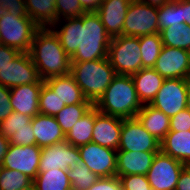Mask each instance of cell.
Returning a JSON list of instances; mask_svg holds the SVG:
<instances>
[{"instance_id":"6da1fadb","label":"cell","mask_w":190,"mask_h":190,"mask_svg":"<svg viewBox=\"0 0 190 190\" xmlns=\"http://www.w3.org/2000/svg\"><path fill=\"white\" fill-rule=\"evenodd\" d=\"M61 29L50 28L60 40L71 62L94 61L108 57L111 37L96 12H85L78 18L65 19Z\"/></svg>"},{"instance_id":"e0dca14e","label":"cell","mask_w":190,"mask_h":190,"mask_svg":"<svg viewBox=\"0 0 190 190\" xmlns=\"http://www.w3.org/2000/svg\"><path fill=\"white\" fill-rule=\"evenodd\" d=\"M132 0H103L96 11L107 34L113 38L123 35L125 16Z\"/></svg>"},{"instance_id":"7c38bea8","label":"cell","mask_w":190,"mask_h":190,"mask_svg":"<svg viewBox=\"0 0 190 190\" xmlns=\"http://www.w3.org/2000/svg\"><path fill=\"white\" fill-rule=\"evenodd\" d=\"M82 161L78 147L66 140L41 148L39 172L53 169L73 170Z\"/></svg>"},{"instance_id":"b9f144b4","label":"cell","mask_w":190,"mask_h":190,"mask_svg":"<svg viewBox=\"0 0 190 190\" xmlns=\"http://www.w3.org/2000/svg\"><path fill=\"white\" fill-rule=\"evenodd\" d=\"M88 190H122L118 176L100 178Z\"/></svg>"},{"instance_id":"7a4b0ae2","label":"cell","mask_w":190,"mask_h":190,"mask_svg":"<svg viewBox=\"0 0 190 190\" xmlns=\"http://www.w3.org/2000/svg\"><path fill=\"white\" fill-rule=\"evenodd\" d=\"M29 55L41 80L70 73L71 59L50 28H39L33 38Z\"/></svg>"},{"instance_id":"ac0fdd59","label":"cell","mask_w":190,"mask_h":190,"mask_svg":"<svg viewBox=\"0 0 190 190\" xmlns=\"http://www.w3.org/2000/svg\"><path fill=\"white\" fill-rule=\"evenodd\" d=\"M43 83L44 80H40L10 88L12 110L32 118L39 114V94Z\"/></svg>"},{"instance_id":"60d3db41","label":"cell","mask_w":190,"mask_h":190,"mask_svg":"<svg viewBox=\"0 0 190 190\" xmlns=\"http://www.w3.org/2000/svg\"><path fill=\"white\" fill-rule=\"evenodd\" d=\"M12 112L10 88L0 84V122L8 117Z\"/></svg>"},{"instance_id":"30bf717a","label":"cell","mask_w":190,"mask_h":190,"mask_svg":"<svg viewBox=\"0 0 190 190\" xmlns=\"http://www.w3.org/2000/svg\"><path fill=\"white\" fill-rule=\"evenodd\" d=\"M188 85L187 79H164L161 88L150 105L169 117L176 115L186 109Z\"/></svg>"},{"instance_id":"cb8c5ba5","label":"cell","mask_w":190,"mask_h":190,"mask_svg":"<svg viewBox=\"0 0 190 190\" xmlns=\"http://www.w3.org/2000/svg\"><path fill=\"white\" fill-rule=\"evenodd\" d=\"M160 150L185 165H190V130L169 131L161 141Z\"/></svg>"},{"instance_id":"52a82bcc","label":"cell","mask_w":190,"mask_h":190,"mask_svg":"<svg viewBox=\"0 0 190 190\" xmlns=\"http://www.w3.org/2000/svg\"><path fill=\"white\" fill-rule=\"evenodd\" d=\"M158 7L132 0L125 16L123 35L141 37L157 34Z\"/></svg>"},{"instance_id":"603a6c76","label":"cell","mask_w":190,"mask_h":190,"mask_svg":"<svg viewBox=\"0 0 190 190\" xmlns=\"http://www.w3.org/2000/svg\"><path fill=\"white\" fill-rule=\"evenodd\" d=\"M136 117L144 128L160 142L170 131V117L150 104H143Z\"/></svg>"},{"instance_id":"2e32d148","label":"cell","mask_w":190,"mask_h":190,"mask_svg":"<svg viewBox=\"0 0 190 190\" xmlns=\"http://www.w3.org/2000/svg\"><path fill=\"white\" fill-rule=\"evenodd\" d=\"M122 122V118L102 114L95 107L92 142L117 151L120 142Z\"/></svg>"},{"instance_id":"74e56055","label":"cell","mask_w":190,"mask_h":190,"mask_svg":"<svg viewBox=\"0 0 190 190\" xmlns=\"http://www.w3.org/2000/svg\"><path fill=\"white\" fill-rule=\"evenodd\" d=\"M9 13L16 17L28 16L25 0H0V17Z\"/></svg>"},{"instance_id":"e575fe53","label":"cell","mask_w":190,"mask_h":190,"mask_svg":"<svg viewBox=\"0 0 190 190\" xmlns=\"http://www.w3.org/2000/svg\"><path fill=\"white\" fill-rule=\"evenodd\" d=\"M32 117L13 111L0 122V133L10 139L21 128H32Z\"/></svg>"},{"instance_id":"c3c4849f","label":"cell","mask_w":190,"mask_h":190,"mask_svg":"<svg viewBox=\"0 0 190 190\" xmlns=\"http://www.w3.org/2000/svg\"><path fill=\"white\" fill-rule=\"evenodd\" d=\"M141 3L148 4L150 6L161 7L168 0H137Z\"/></svg>"},{"instance_id":"f6af8a7d","label":"cell","mask_w":190,"mask_h":190,"mask_svg":"<svg viewBox=\"0 0 190 190\" xmlns=\"http://www.w3.org/2000/svg\"><path fill=\"white\" fill-rule=\"evenodd\" d=\"M85 12H96L103 0H79Z\"/></svg>"},{"instance_id":"9a60e30c","label":"cell","mask_w":190,"mask_h":190,"mask_svg":"<svg viewBox=\"0 0 190 190\" xmlns=\"http://www.w3.org/2000/svg\"><path fill=\"white\" fill-rule=\"evenodd\" d=\"M40 80L37 68L28 52H21L15 60L0 70V84L7 88L38 83Z\"/></svg>"},{"instance_id":"681fc988","label":"cell","mask_w":190,"mask_h":190,"mask_svg":"<svg viewBox=\"0 0 190 190\" xmlns=\"http://www.w3.org/2000/svg\"><path fill=\"white\" fill-rule=\"evenodd\" d=\"M186 109L190 111V83L188 85V90H187Z\"/></svg>"},{"instance_id":"7bdbcfd3","label":"cell","mask_w":190,"mask_h":190,"mask_svg":"<svg viewBox=\"0 0 190 190\" xmlns=\"http://www.w3.org/2000/svg\"><path fill=\"white\" fill-rule=\"evenodd\" d=\"M21 52L15 48L8 47L0 44V70H2L9 62L15 60V58Z\"/></svg>"},{"instance_id":"f546056e","label":"cell","mask_w":190,"mask_h":190,"mask_svg":"<svg viewBox=\"0 0 190 190\" xmlns=\"http://www.w3.org/2000/svg\"><path fill=\"white\" fill-rule=\"evenodd\" d=\"M93 106V103H76L72 105H66L54 117L66 135L73 125L78 122V120L84 116Z\"/></svg>"},{"instance_id":"9c48e42d","label":"cell","mask_w":190,"mask_h":190,"mask_svg":"<svg viewBox=\"0 0 190 190\" xmlns=\"http://www.w3.org/2000/svg\"><path fill=\"white\" fill-rule=\"evenodd\" d=\"M186 165L163 153H156L147 172V179L153 190H175L180 172Z\"/></svg>"},{"instance_id":"f1b7e54d","label":"cell","mask_w":190,"mask_h":190,"mask_svg":"<svg viewBox=\"0 0 190 190\" xmlns=\"http://www.w3.org/2000/svg\"><path fill=\"white\" fill-rule=\"evenodd\" d=\"M143 68H153L163 47L160 33L139 37Z\"/></svg>"},{"instance_id":"4fadbf2b","label":"cell","mask_w":190,"mask_h":190,"mask_svg":"<svg viewBox=\"0 0 190 190\" xmlns=\"http://www.w3.org/2000/svg\"><path fill=\"white\" fill-rule=\"evenodd\" d=\"M41 148L37 145L10 144L1 167L17 170L34 180L39 172Z\"/></svg>"},{"instance_id":"8d00e7d4","label":"cell","mask_w":190,"mask_h":190,"mask_svg":"<svg viewBox=\"0 0 190 190\" xmlns=\"http://www.w3.org/2000/svg\"><path fill=\"white\" fill-rule=\"evenodd\" d=\"M118 177L122 190H153L146 175L133 174Z\"/></svg>"},{"instance_id":"4316f807","label":"cell","mask_w":190,"mask_h":190,"mask_svg":"<svg viewBox=\"0 0 190 190\" xmlns=\"http://www.w3.org/2000/svg\"><path fill=\"white\" fill-rule=\"evenodd\" d=\"M33 187L34 190H72L68 172L63 169L38 172Z\"/></svg>"},{"instance_id":"5b68a950","label":"cell","mask_w":190,"mask_h":190,"mask_svg":"<svg viewBox=\"0 0 190 190\" xmlns=\"http://www.w3.org/2000/svg\"><path fill=\"white\" fill-rule=\"evenodd\" d=\"M139 37L120 35L110 40L108 59L117 75H132L142 67Z\"/></svg>"},{"instance_id":"836d02e7","label":"cell","mask_w":190,"mask_h":190,"mask_svg":"<svg viewBox=\"0 0 190 190\" xmlns=\"http://www.w3.org/2000/svg\"><path fill=\"white\" fill-rule=\"evenodd\" d=\"M65 106L57 94H54V91L44 82L39 94V113L55 116Z\"/></svg>"},{"instance_id":"5bb4252c","label":"cell","mask_w":190,"mask_h":190,"mask_svg":"<svg viewBox=\"0 0 190 190\" xmlns=\"http://www.w3.org/2000/svg\"><path fill=\"white\" fill-rule=\"evenodd\" d=\"M153 69L164 79H187L190 71V51L163 45Z\"/></svg>"},{"instance_id":"bcb514c9","label":"cell","mask_w":190,"mask_h":190,"mask_svg":"<svg viewBox=\"0 0 190 190\" xmlns=\"http://www.w3.org/2000/svg\"><path fill=\"white\" fill-rule=\"evenodd\" d=\"M182 23L190 26V0H182Z\"/></svg>"},{"instance_id":"7dc6e473","label":"cell","mask_w":190,"mask_h":190,"mask_svg":"<svg viewBox=\"0 0 190 190\" xmlns=\"http://www.w3.org/2000/svg\"><path fill=\"white\" fill-rule=\"evenodd\" d=\"M9 140L0 133V166L9 148Z\"/></svg>"},{"instance_id":"d4e9b609","label":"cell","mask_w":190,"mask_h":190,"mask_svg":"<svg viewBox=\"0 0 190 190\" xmlns=\"http://www.w3.org/2000/svg\"><path fill=\"white\" fill-rule=\"evenodd\" d=\"M25 3L28 17L40 28L51 27L57 23L55 0H25Z\"/></svg>"},{"instance_id":"1f68e13d","label":"cell","mask_w":190,"mask_h":190,"mask_svg":"<svg viewBox=\"0 0 190 190\" xmlns=\"http://www.w3.org/2000/svg\"><path fill=\"white\" fill-rule=\"evenodd\" d=\"M72 190H88L100 177L82 162L73 170H67Z\"/></svg>"},{"instance_id":"3957f363","label":"cell","mask_w":190,"mask_h":190,"mask_svg":"<svg viewBox=\"0 0 190 190\" xmlns=\"http://www.w3.org/2000/svg\"><path fill=\"white\" fill-rule=\"evenodd\" d=\"M94 106L102 114L127 119L136 117L143 104L131 75H116Z\"/></svg>"},{"instance_id":"816d5d0a","label":"cell","mask_w":190,"mask_h":190,"mask_svg":"<svg viewBox=\"0 0 190 190\" xmlns=\"http://www.w3.org/2000/svg\"><path fill=\"white\" fill-rule=\"evenodd\" d=\"M187 80H188V82L190 83V71H189V74H188Z\"/></svg>"},{"instance_id":"ba28073f","label":"cell","mask_w":190,"mask_h":190,"mask_svg":"<svg viewBox=\"0 0 190 190\" xmlns=\"http://www.w3.org/2000/svg\"><path fill=\"white\" fill-rule=\"evenodd\" d=\"M160 144L137 117L123 119L117 151L159 152Z\"/></svg>"},{"instance_id":"d6986e66","label":"cell","mask_w":190,"mask_h":190,"mask_svg":"<svg viewBox=\"0 0 190 190\" xmlns=\"http://www.w3.org/2000/svg\"><path fill=\"white\" fill-rule=\"evenodd\" d=\"M156 153L117 151L116 176L147 175Z\"/></svg>"},{"instance_id":"83f0119b","label":"cell","mask_w":190,"mask_h":190,"mask_svg":"<svg viewBox=\"0 0 190 190\" xmlns=\"http://www.w3.org/2000/svg\"><path fill=\"white\" fill-rule=\"evenodd\" d=\"M164 46L190 51V26L185 23L171 25L160 31Z\"/></svg>"},{"instance_id":"f907efd6","label":"cell","mask_w":190,"mask_h":190,"mask_svg":"<svg viewBox=\"0 0 190 190\" xmlns=\"http://www.w3.org/2000/svg\"><path fill=\"white\" fill-rule=\"evenodd\" d=\"M17 190H34V187H33V184H32L28 188H22V189H17Z\"/></svg>"},{"instance_id":"d590c367","label":"cell","mask_w":190,"mask_h":190,"mask_svg":"<svg viewBox=\"0 0 190 190\" xmlns=\"http://www.w3.org/2000/svg\"><path fill=\"white\" fill-rule=\"evenodd\" d=\"M57 23L61 22L62 17L64 19L78 18L85 13L79 0H55Z\"/></svg>"},{"instance_id":"ffe728a7","label":"cell","mask_w":190,"mask_h":190,"mask_svg":"<svg viewBox=\"0 0 190 190\" xmlns=\"http://www.w3.org/2000/svg\"><path fill=\"white\" fill-rule=\"evenodd\" d=\"M31 123L36 145L40 148L63 142L66 139V135L54 116L39 113L32 118Z\"/></svg>"},{"instance_id":"d6a6232c","label":"cell","mask_w":190,"mask_h":190,"mask_svg":"<svg viewBox=\"0 0 190 190\" xmlns=\"http://www.w3.org/2000/svg\"><path fill=\"white\" fill-rule=\"evenodd\" d=\"M33 180L17 170L0 168V190H17L28 188Z\"/></svg>"},{"instance_id":"ab89813d","label":"cell","mask_w":190,"mask_h":190,"mask_svg":"<svg viewBox=\"0 0 190 190\" xmlns=\"http://www.w3.org/2000/svg\"><path fill=\"white\" fill-rule=\"evenodd\" d=\"M190 130V111L184 109L176 115L170 117V131H189Z\"/></svg>"},{"instance_id":"f35d334b","label":"cell","mask_w":190,"mask_h":190,"mask_svg":"<svg viewBox=\"0 0 190 190\" xmlns=\"http://www.w3.org/2000/svg\"><path fill=\"white\" fill-rule=\"evenodd\" d=\"M13 145L29 146L36 145V137L33 128H21L9 139Z\"/></svg>"},{"instance_id":"ee69618b","label":"cell","mask_w":190,"mask_h":190,"mask_svg":"<svg viewBox=\"0 0 190 190\" xmlns=\"http://www.w3.org/2000/svg\"><path fill=\"white\" fill-rule=\"evenodd\" d=\"M175 190H190V165H186L180 172Z\"/></svg>"},{"instance_id":"277c9868","label":"cell","mask_w":190,"mask_h":190,"mask_svg":"<svg viewBox=\"0 0 190 190\" xmlns=\"http://www.w3.org/2000/svg\"><path fill=\"white\" fill-rule=\"evenodd\" d=\"M70 74L84 97L95 104L117 75L108 57L94 61L71 62Z\"/></svg>"},{"instance_id":"4dcf8cb0","label":"cell","mask_w":190,"mask_h":190,"mask_svg":"<svg viewBox=\"0 0 190 190\" xmlns=\"http://www.w3.org/2000/svg\"><path fill=\"white\" fill-rule=\"evenodd\" d=\"M182 23V0H168L158 7L159 32L166 27Z\"/></svg>"},{"instance_id":"8fae6325","label":"cell","mask_w":190,"mask_h":190,"mask_svg":"<svg viewBox=\"0 0 190 190\" xmlns=\"http://www.w3.org/2000/svg\"><path fill=\"white\" fill-rule=\"evenodd\" d=\"M82 163L100 178L116 176L117 151L94 142L78 147Z\"/></svg>"},{"instance_id":"484cf974","label":"cell","mask_w":190,"mask_h":190,"mask_svg":"<svg viewBox=\"0 0 190 190\" xmlns=\"http://www.w3.org/2000/svg\"><path fill=\"white\" fill-rule=\"evenodd\" d=\"M95 122V106H93L70 131L66 134V141L75 147L92 142V134Z\"/></svg>"},{"instance_id":"44dd1931","label":"cell","mask_w":190,"mask_h":190,"mask_svg":"<svg viewBox=\"0 0 190 190\" xmlns=\"http://www.w3.org/2000/svg\"><path fill=\"white\" fill-rule=\"evenodd\" d=\"M44 82L54 91V94H57L58 98L65 105L92 103L84 97L81 88L70 73L48 78Z\"/></svg>"},{"instance_id":"8992f818","label":"cell","mask_w":190,"mask_h":190,"mask_svg":"<svg viewBox=\"0 0 190 190\" xmlns=\"http://www.w3.org/2000/svg\"><path fill=\"white\" fill-rule=\"evenodd\" d=\"M40 27L28 16L0 17V44L15 48L20 52H29L36 31Z\"/></svg>"},{"instance_id":"7402d4cb","label":"cell","mask_w":190,"mask_h":190,"mask_svg":"<svg viewBox=\"0 0 190 190\" xmlns=\"http://www.w3.org/2000/svg\"><path fill=\"white\" fill-rule=\"evenodd\" d=\"M139 100L150 104L161 88L164 78L153 68H142L131 75Z\"/></svg>"}]
</instances>
